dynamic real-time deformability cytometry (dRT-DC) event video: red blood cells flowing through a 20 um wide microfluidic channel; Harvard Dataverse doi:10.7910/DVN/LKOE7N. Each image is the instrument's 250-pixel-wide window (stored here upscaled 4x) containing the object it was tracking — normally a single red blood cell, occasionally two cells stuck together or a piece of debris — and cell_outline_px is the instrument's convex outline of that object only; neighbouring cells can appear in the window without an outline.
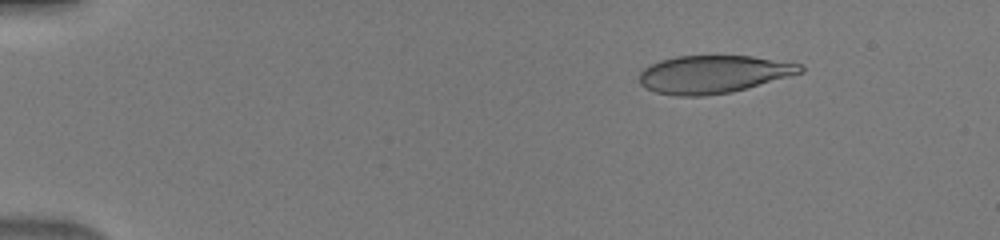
{"species": "human", "species_latin": "Homo sapiens", "temperature_condition": "warm", "stored_images_in_passage": 49, "camera_frame_rate_fps": 3000, "um_per_image_px": 0.085, "donor": {"sex": "male"}, "frame": {"image": 1, "passage_image": 7, "time_ms": 2.0, "image_size_px": [1000, 240], "cell_outline_px": [[804, 72], [732, 92], [704, 96], [676, 96], [656, 92], [644, 88], [640, 84], [640, 72], [648, 64], [660, 60], [676, 56], [752, 56], [804, 64]], "centroid_in_image_um": [60.62, 6.31], "position_along_channel_um": 24.4, "area_um2": 35.66}}
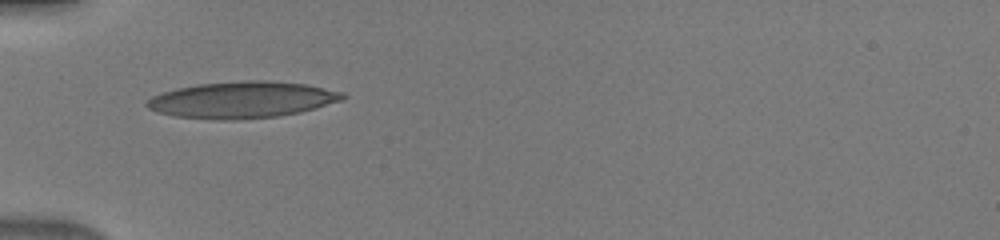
{"frame": {"image": 2, "passage_image": 17, "time_ms": 5.333, "image_size_px": [1000, 240], "cell_outline_px": [[348, 96], [344, 100], [316, 108], [300, 112], [280, 116], [232, 120], [216, 120], [176, 116], [156, 112], [148, 108], [144, 104], [152, 96], [176, 88], [200, 84], [240, 80], [268, 80], [304, 84], [344, 92]], "centroid_in_image_um": [20.61, 8.48], "position_along_channel_um": 64.4, "area_um2": 41.85}}
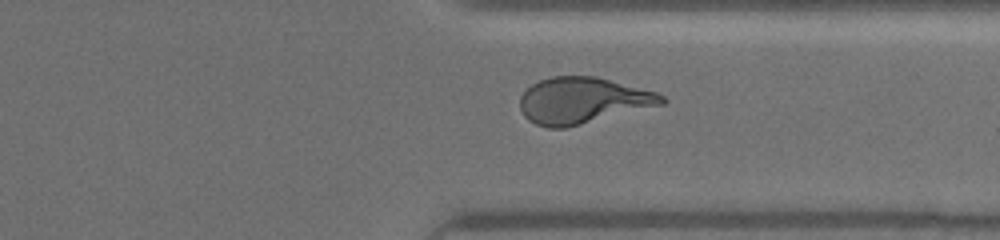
{"frame": {"image": 3, "passage_image": 39, "time_ms": 12.667, "image_size_px": [1000, 240], "cell_outline_px": [[668, 100], [664, 104], [564, 128], [548, 128], [536, 124], [528, 120], [524, 116], [520, 108], [520, 96], [532, 84], [540, 80], [552, 76], [596, 76], [656, 92], [664, 96]], "centroid_in_image_um": [49.52, 8.54], "position_along_channel_um": 361.9, "area_um2": 38.03}}